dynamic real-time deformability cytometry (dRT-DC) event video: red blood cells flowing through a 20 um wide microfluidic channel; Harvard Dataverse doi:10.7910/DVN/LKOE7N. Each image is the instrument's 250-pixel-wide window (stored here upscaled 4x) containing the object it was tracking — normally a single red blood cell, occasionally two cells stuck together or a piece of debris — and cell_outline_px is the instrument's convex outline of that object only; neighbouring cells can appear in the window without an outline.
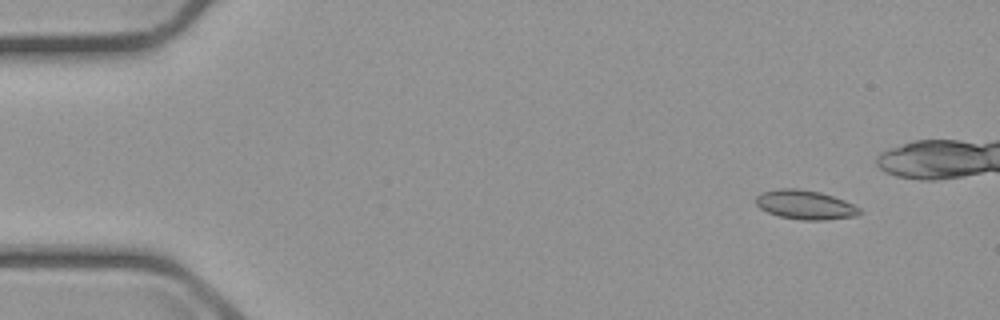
{"species": "common noctule bat (a hibernating species)", "species_latin": "Nyctalus noctula", "temperature_condition": "cold", "stored_images_in_passage": 4, "camera_frame_rate_fps": 3000, "um_per_image_px": 0.085, "animal": {"sex": "male", "body_mass_g": 23.1, "forearm_length_mm": 52.7}, "frame": {"image": 1, "passage_image": 1, "time_ms": 0.0, "image_size_px": [1000, 320], "cell_outline_px": [[860, 212], [856, 216], [824, 220], [800, 220], [780, 216], [768, 212], [760, 208], [756, 204], [756, 196], [760, 192], [776, 188], [796, 188], [820, 192], [844, 200], [860, 208]], "centroid_in_image_um": [68.4, 17.4], "position_along_channel_um": 16.6, "area_um2": 17.63}}